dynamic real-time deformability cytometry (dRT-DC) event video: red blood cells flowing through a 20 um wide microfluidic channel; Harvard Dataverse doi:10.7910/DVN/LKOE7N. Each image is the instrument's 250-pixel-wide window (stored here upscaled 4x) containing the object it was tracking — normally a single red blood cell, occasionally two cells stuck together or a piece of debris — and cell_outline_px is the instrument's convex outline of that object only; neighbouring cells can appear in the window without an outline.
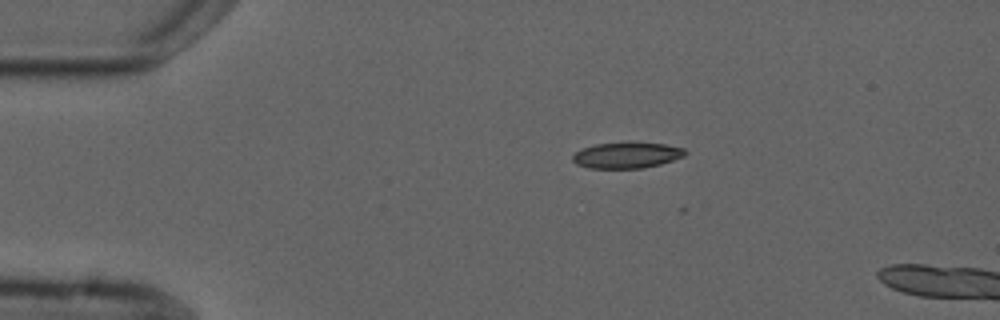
{"species": "common noctule bat (a hibernating species)", "species_latin": "Nyctalus noctula", "temperature_condition": "cold", "stored_images_in_passage": 7, "camera_frame_rate_fps": 3000, "um_per_image_px": 0.085, "animal": {"sex": "male", "forearm_length_mm": 52.5}, "frame": {"image": 1, "passage_image": 2, "time_ms": 1.333, "image_size_px": [1000, 320], "cell_outline_px": [[688, 152], [684, 156], [660, 164], [644, 168], [588, 168], [576, 164], [572, 160], [572, 156], [576, 152], [584, 148], [596, 144], [628, 140], [664, 144], [684, 148]], "centroid_in_image_um": [53.29, 13.16], "position_along_channel_um": 31.7, "area_um2": 17.46}}
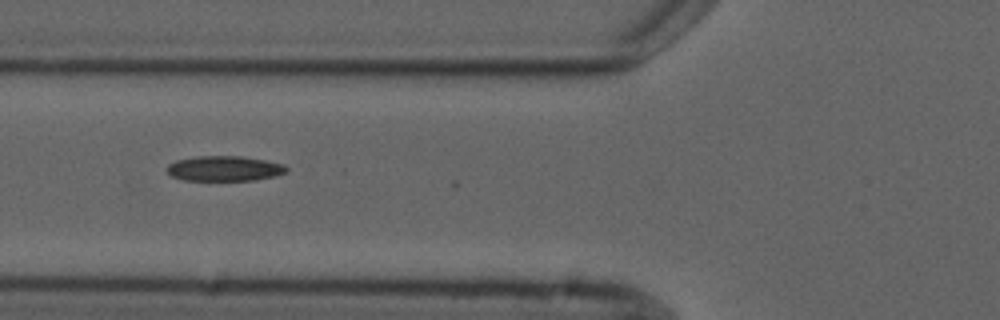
{"frame": {"image": 2, "passage_image": 5, "time_ms": 4.667, "image_size_px": [1000, 320], "cell_outline_px": [[288, 172], [276, 176], [256, 180], [184, 180], [172, 176], [168, 172], [168, 164], [176, 160], [196, 156], [240, 156], [264, 160], [284, 164], [288, 168]], "centroid_in_image_um": [19.11, 14.32], "position_along_channel_um": 106.7, "area_um2": 17.51}}
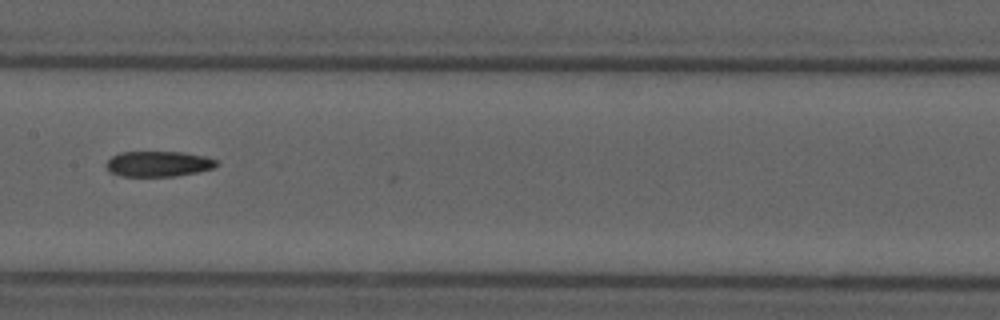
{"frame": {"image": 3, "passage_image": 7, "time_ms": 7.0, "image_size_px": [1000, 320], "cell_outline_px": [[220, 164], [212, 168], [196, 172], [176, 176], [124, 176], [108, 172], [104, 164], [112, 156], [120, 152], [184, 152], [204, 156], [216, 160]], "centroid_in_image_um": [13.43, 13.92], "position_along_channel_um": 194.0, "area_um2": 16.42}}